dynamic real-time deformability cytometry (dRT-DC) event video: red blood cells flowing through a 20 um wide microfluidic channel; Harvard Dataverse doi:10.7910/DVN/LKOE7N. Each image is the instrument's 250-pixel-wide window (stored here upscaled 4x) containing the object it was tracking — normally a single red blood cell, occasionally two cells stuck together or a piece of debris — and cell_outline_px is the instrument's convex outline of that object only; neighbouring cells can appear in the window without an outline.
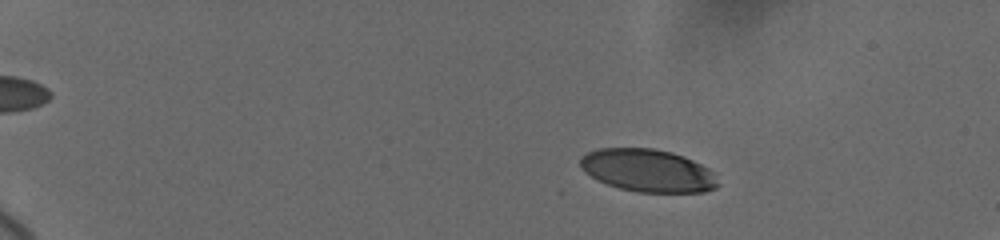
{"species": "human", "species_latin": "Homo sapiens", "temperature_condition": "cold", "stored_images_in_passage": 62, "camera_frame_rate_fps": 3000, "um_per_image_px": 0.085, "donor": {"sex": "female"}, "frame": {"image": 1, "passage_image": 14, "time_ms": 3.667, "image_size_px": [1000, 240], "cell_outline_px": [[720, 184], [716, 188], [704, 192], [636, 192], [620, 188], [596, 180], [584, 172], [580, 168], [580, 156], [588, 152], [600, 148], [652, 148], [672, 152], [684, 156], [716, 172]], "centroid_in_image_um": [55.08, 14.5], "position_along_channel_um": 29.9, "area_um2": 34.62}}
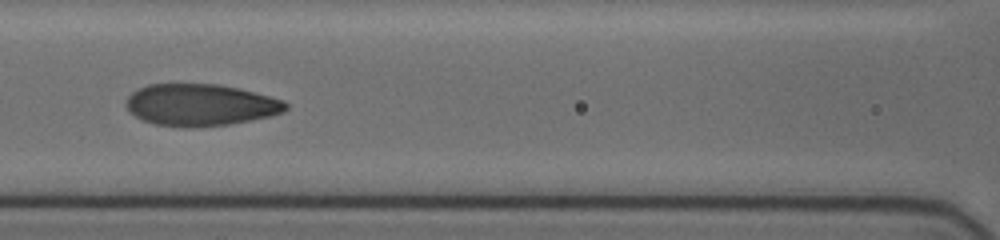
{"frame": {"image": 2, "passage_image": 33, "time_ms": 10.0, "image_size_px": [1000, 240], "cell_outline_px": [[288, 108], [284, 112], [268, 116], [228, 124], [188, 128], [156, 124], [144, 120], [128, 112], [124, 104], [128, 96], [132, 92], [148, 84], [216, 84], [236, 88], [284, 100], [288, 104]], "centroid_in_image_um": [16.99, 8.92], "position_along_channel_um": 149.6, "area_um2": 38.67}}
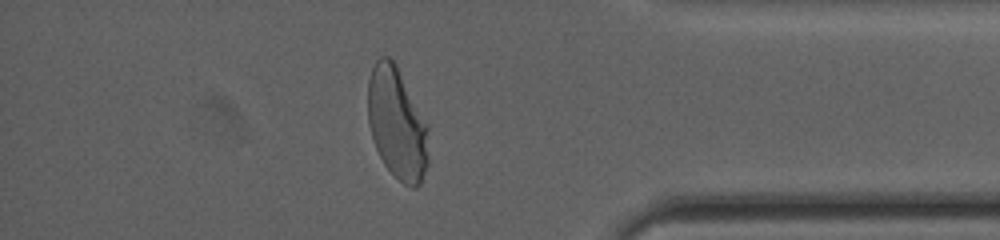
{"frame": {"image": 3, "passage_image": 54, "time_ms": 17.333, "image_size_px": [1000, 240], "cell_outline_px": [[428, 164], [420, 184], [416, 188], [412, 188], [404, 184], [384, 164], [376, 148], [368, 124], [368, 80], [372, 68], [376, 60], [380, 56], [388, 56], [396, 64], [428, 128]], "centroid_in_image_um": [33.73, 10.51], "position_along_channel_um": 401.5, "area_um2": 39.07}, "authors_computed_cell_mechanics": {"area_um2": 37.6856, "velocity_mm_per_s": 3.6495, "shape_relaxation_time_tau1_ms": 3.4758, "shape_relaxation_time_tau2_ms": 0.9295, "deformation_change_tau1": 0.1826, "deformation_change_tau2": 0.0583}}